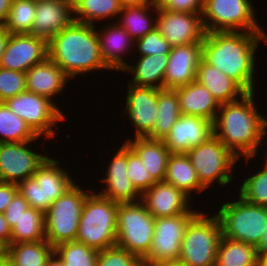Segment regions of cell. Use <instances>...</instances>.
<instances>
[{
  "instance_id": "45",
  "label": "cell",
  "mask_w": 267,
  "mask_h": 266,
  "mask_svg": "<svg viewBox=\"0 0 267 266\" xmlns=\"http://www.w3.org/2000/svg\"><path fill=\"white\" fill-rule=\"evenodd\" d=\"M18 193L17 185L0 181V213H4L14 196Z\"/></svg>"
},
{
  "instance_id": "31",
  "label": "cell",
  "mask_w": 267,
  "mask_h": 266,
  "mask_svg": "<svg viewBox=\"0 0 267 266\" xmlns=\"http://www.w3.org/2000/svg\"><path fill=\"white\" fill-rule=\"evenodd\" d=\"M54 252V247L47 241L10 243L8 262L12 266H46Z\"/></svg>"
},
{
  "instance_id": "44",
  "label": "cell",
  "mask_w": 267,
  "mask_h": 266,
  "mask_svg": "<svg viewBox=\"0 0 267 266\" xmlns=\"http://www.w3.org/2000/svg\"><path fill=\"white\" fill-rule=\"evenodd\" d=\"M160 6L174 12L202 14L204 0H165Z\"/></svg>"
},
{
  "instance_id": "28",
  "label": "cell",
  "mask_w": 267,
  "mask_h": 266,
  "mask_svg": "<svg viewBox=\"0 0 267 266\" xmlns=\"http://www.w3.org/2000/svg\"><path fill=\"white\" fill-rule=\"evenodd\" d=\"M164 181L182 190L188 196L194 189L199 192L205 189L186 153H171Z\"/></svg>"
},
{
  "instance_id": "20",
  "label": "cell",
  "mask_w": 267,
  "mask_h": 266,
  "mask_svg": "<svg viewBox=\"0 0 267 266\" xmlns=\"http://www.w3.org/2000/svg\"><path fill=\"white\" fill-rule=\"evenodd\" d=\"M72 12H74L73 0L36 1V12L30 34L48 42L56 33L75 22V18L70 14Z\"/></svg>"
},
{
  "instance_id": "51",
  "label": "cell",
  "mask_w": 267,
  "mask_h": 266,
  "mask_svg": "<svg viewBox=\"0 0 267 266\" xmlns=\"http://www.w3.org/2000/svg\"><path fill=\"white\" fill-rule=\"evenodd\" d=\"M8 262V246L0 241V265Z\"/></svg>"
},
{
  "instance_id": "40",
  "label": "cell",
  "mask_w": 267,
  "mask_h": 266,
  "mask_svg": "<svg viewBox=\"0 0 267 266\" xmlns=\"http://www.w3.org/2000/svg\"><path fill=\"white\" fill-rule=\"evenodd\" d=\"M146 170L137 153L127 144V175L141 194L156 182Z\"/></svg>"
},
{
  "instance_id": "8",
  "label": "cell",
  "mask_w": 267,
  "mask_h": 266,
  "mask_svg": "<svg viewBox=\"0 0 267 266\" xmlns=\"http://www.w3.org/2000/svg\"><path fill=\"white\" fill-rule=\"evenodd\" d=\"M88 195L73 184L47 209L45 237L53 247L63 242L75 241L80 216Z\"/></svg>"
},
{
  "instance_id": "54",
  "label": "cell",
  "mask_w": 267,
  "mask_h": 266,
  "mask_svg": "<svg viewBox=\"0 0 267 266\" xmlns=\"http://www.w3.org/2000/svg\"><path fill=\"white\" fill-rule=\"evenodd\" d=\"M153 266H184L178 262H170V263H160Z\"/></svg>"
},
{
  "instance_id": "49",
  "label": "cell",
  "mask_w": 267,
  "mask_h": 266,
  "mask_svg": "<svg viewBox=\"0 0 267 266\" xmlns=\"http://www.w3.org/2000/svg\"><path fill=\"white\" fill-rule=\"evenodd\" d=\"M123 6H140V5H153L155 0H120Z\"/></svg>"
},
{
  "instance_id": "21",
  "label": "cell",
  "mask_w": 267,
  "mask_h": 266,
  "mask_svg": "<svg viewBox=\"0 0 267 266\" xmlns=\"http://www.w3.org/2000/svg\"><path fill=\"white\" fill-rule=\"evenodd\" d=\"M129 84L126 109L136 129V138H146L154 128L157 112L158 92L155 87Z\"/></svg>"
},
{
  "instance_id": "18",
  "label": "cell",
  "mask_w": 267,
  "mask_h": 266,
  "mask_svg": "<svg viewBox=\"0 0 267 266\" xmlns=\"http://www.w3.org/2000/svg\"><path fill=\"white\" fill-rule=\"evenodd\" d=\"M201 59L202 43H190L172 47L168 55L163 89L174 90L195 81Z\"/></svg>"
},
{
  "instance_id": "36",
  "label": "cell",
  "mask_w": 267,
  "mask_h": 266,
  "mask_svg": "<svg viewBox=\"0 0 267 266\" xmlns=\"http://www.w3.org/2000/svg\"><path fill=\"white\" fill-rule=\"evenodd\" d=\"M36 12V1L13 0L3 25L11 34H30Z\"/></svg>"
},
{
  "instance_id": "19",
  "label": "cell",
  "mask_w": 267,
  "mask_h": 266,
  "mask_svg": "<svg viewBox=\"0 0 267 266\" xmlns=\"http://www.w3.org/2000/svg\"><path fill=\"white\" fill-rule=\"evenodd\" d=\"M213 135V122L199 116L181 115L164 138L171 153H186Z\"/></svg>"
},
{
  "instance_id": "5",
  "label": "cell",
  "mask_w": 267,
  "mask_h": 266,
  "mask_svg": "<svg viewBox=\"0 0 267 266\" xmlns=\"http://www.w3.org/2000/svg\"><path fill=\"white\" fill-rule=\"evenodd\" d=\"M221 238L218 217L198 213L186 227L177 262L184 266H215Z\"/></svg>"
},
{
  "instance_id": "43",
  "label": "cell",
  "mask_w": 267,
  "mask_h": 266,
  "mask_svg": "<svg viewBox=\"0 0 267 266\" xmlns=\"http://www.w3.org/2000/svg\"><path fill=\"white\" fill-rule=\"evenodd\" d=\"M141 56L148 55H169L172 46L160 34L157 28L147 33L141 39L136 40Z\"/></svg>"
},
{
  "instance_id": "25",
  "label": "cell",
  "mask_w": 267,
  "mask_h": 266,
  "mask_svg": "<svg viewBox=\"0 0 267 266\" xmlns=\"http://www.w3.org/2000/svg\"><path fill=\"white\" fill-rule=\"evenodd\" d=\"M174 90L183 115L199 116L214 122L218 114L215 108L219 109L220 104L204 85L195 80Z\"/></svg>"
},
{
  "instance_id": "34",
  "label": "cell",
  "mask_w": 267,
  "mask_h": 266,
  "mask_svg": "<svg viewBox=\"0 0 267 266\" xmlns=\"http://www.w3.org/2000/svg\"><path fill=\"white\" fill-rule=\"evenodd\" d=\"M0 134L4 137L0 143L33 141L38 138L27 123L4 102H0Z\"/></svg>"
},
{
  "instance_id": "22",
  "label": "cell",
  "mask_w": 267,
  "mask_h": 266,
  "mask_svg": "<svg viewBox=\"0 0 267 266\" xmlns=\"http://www.w3.org/2000/svg\"><path fill=\"white\" fill-rule=\"evenodd\" d=\"M141 197L146 210L155 219L183 213H198L187 209V194L165 181L155 182L141 194Z\"/></svg>"
},
{
  "instance_id": "41",
  "label": "cell",
  "mask_w": 267,
  "mask_h": 266,
  "mask_svg": "<svg viewBox=\"0 0 267 266\" xmlns=\"http://www.w3.org/2000/svg\"><path fill=\"white\" fill-rule=\"evenodd\" d=\"M96 266H144L143 260L135 254L115 245L98 251Z\"/></svg>"
},
{
  "instance_id": "12",
  "label": "cell",
  "mask_w": 267,
  "mask_h": 266,
  "mask_svg": "<svg viewBox=\"0 0 267 266\" xmlns=\"http://www.w3.org/2000/svg\"><path fill=\"white\" fill-rule=\"evenodd\" d=\"M253 11L249 0H204L202 15L208 19H203V24L207 33L237 31L240 27L246 32L262 31Z\"/></svg>"
},
{
  "instance_id": "3",
  "label": "cell",
  "mask_w": 267,
  "mask_h": 266,
  "mask_svg": "<svg viewBox=\"0 0 267 266\" xmlns=\"http://www.w3.org/2000/svg\"><path fill=\"white\" fill-rule=\"evenodd\" d=\"M48 57L72 78L76 74L109 67L100 54L93 24L74 22L48 41Z\"/></svg>"
},
{
  "instance_id": "46",
  "label": "cell",
  "mask_w": 267,
  "mask_h": 266,
  "mask_svg": "<svg viewBox=\"0 0 267 266\" xmlns=\"http://www.w3.org/2000/svg\"><path fill=\"white\" fill-rule=\"evenodd\" d=\"M11 228L4 216V213H0V241L4 242L7 246L10 245Z\"/></svg>"
},
{
  "instance_id": "11",
  "label": "cell",
  "mask_w": 267,
  "mask_h": 266,
  "mask_svg": "<svg viewBox=\"0 0 267 266\" xmlns=\"http://www.w3.org/2000/svg\"><path fill=\"white\" fill-rule=\"evenodd\" d=\"M198 213H183L155 219L150 250L143 259L144 266L177 262L187 225Z\"/></svg>"
},
{
  "instance_id": "7",
  "label": "cell",
  "mask_w": 267,
  "mask_h": 266,
  "mask_svg": "<svg viewBox=\"0 0 267 266\" xmlns=\"http://www.w3.org/2000/svg\"><path fill=\"white\" fill-rule=\"evenodd\" d=\"M154 223L155 218L146 210L143 203H119L116 245L143 260L151 247Z\"/></svg>"
},
{
  "instance_id": "14",
  "label": "cell",
  "mask_w": 267,
  "mask_h": 266,
  "mask_svg": "<svg viewBox=\"0 0 267 266\" xmlns=\"http://www.w3.org/2000/svg\"><path fill=\"white\" fill-rule=\"evenodd\" d=\"M155 8L159 12L156 28L172 47L204 41L207 32L198 13L174 12L156 4Z\"/></svg>"
},
{
  "instance_id": "17",
  "label": "cell",
  "mask_w": 267,
  "mask_h": 266,
  "mask_svg": "<svg viewBox=\"0 0 267 266\" xmlns=\"http://www.w3.org/2000/svg\"><path fill=\"white\" fill-rule=\"evenodd\" d=\"M48 57V42L31 34H11L0 67L25 73Z\"/></svg>"
},
{
  "instance_id": "32",
  "label": "cell",
  "mask_w": 267,
  "mask_h": 266,
  "mask_svg": "<svg viewBox=\"0 0 267 266\" xmlns=\"http://www.w3.org/2000/svg\"><path fill=\"white\" fill-rule=\"evenodd\" d=\"M136 67L126 65L123 70L133 72V84L135 86L155 87L163 89V79L168 63V55H148L141 56ZM128 69V70H127ZM160 81L158 85H153Z\"/></svg>"
},
{
  "instance_id": "55",
  "label": "cell",
  "mask_w": 267,
  "mask_h": 266,
  "mask_svg": "<svg viewBox=\"0 0 267 266\" xmlns=\"http://www.w3.org/2000/svg\"><path fill=\"white\" fill-rule=\"evenodd\" d=\"M165 0H155V4L160 6Z\"/></svg>"
},
{
  "instance_id": "2",
  "label": "cell",
  "mask_w": 267,
  "mask_h": 266,
  "mask_svg": "<svg viewBox=\"0 0 267 266\" xmlns=\"http://www.w3.org/2000/svg\"><path fill=\"white\" fill-rule=\"evenodd\" d=\"M253 93L244 94L242 102L236 100L220 104L218 110H222L221 116L217 114L213 122V135L235 156L239 158L238 150L247 160L256 155L257 146L267 133V120L256 112Z\"/></svg>"
},
{
  "instance_id": "23",
  "label": "cell",
  "mask_w": 267,
  "mask_h": 266,
  "mask_svg": "<svg viewBox=\"0 0 267 266\" xmlns=\"http://www.w3.org/2000/svg\"><path fill=\"white\" fill-rule=\"evenodd\" d=\"M107 183L105 193L99 195L118 203L134 202V197L140 194L127 175V143L122 145L108 168L107 177L102 179Z\"/></svg>"
},
{
  "instance_id": "27",
  "label": "cell",
  "mask_w": 267,
  "mask_h": 266,
  "mask_svg": "<svg viewBox=\"0 0 267 266\" xmlns=\"http://www.w3.org/2000/svg\"><path fill=\"white\" fill-rule=\"evenodd\" d=\"M126 143L137 153L152 178L156 182L164 181L171 152L165 146L163 140L135 138V141L128 140Z\"/></svg>"
},
{
  "instance_id": "33",
  "label": "cell",
  "mask_w": 267,
  "mask_h": 266,
  "mask_svg": "<svg viewBox=\"0 0 267 266\" xmlns=\"http://www.w3.org/2000/svg\"><path fill=\"white\" fill-rule=\"evenodd\" d=\"M258 252L251 244L222 237L215 266H255Z\"/></svg>"
},
{
  "instance_id": "10",
  "label": "cell",
  "mask_w": 267,
  "mask_h": 266,
  "mask_svg": "<svg viewBox=\"0 0 267 266\" xmlns=\"http://www.w3.org/2000/svg\"><path fill=\"white\" fill-rule=\"evenodd\" d=\"M186 154L204 188L209 187L210 183L217 178L220 185L231 182L232 176L229 172L238 157L214 135L204 143L188 150Z\"/></svg>"
},
{
  "instance_id": "48",
  "label": "cell",
  "mask_w": 267,
  "mask_h": 266,
  "mask_svg": "<svg viewBox=\"0 0 267 266\" xmlns=\"http://www.w3.org/2000/svg\"><path fill=\"white\" fill-rule=\"evenodd\" d=\"M10 35L11 33L3 25H0V60L6 50Z\"/></svg>"
},
{
  "instance_id": "16",
  "label": "cell",
  "mask_w": 267,
  "mask_h": 266,
  "mask_svg": "<svg viewBox=\"0 0 267 266\" xmlns=\"http://www.w3.org/2000/svg\"><path fill=\"white\" fill-rule=\"evenodd\" d=\"M28 142L30 141L0 143V181L17 185L33 177L48 158L27 149L25 145Z\"/></svg>"
},
{
  "instance_id": "47",
  "label": "cell",
  "mask_w": 267,
  "mask_h": 266,
  "mask_svg": "<svg viewBox=\"0 0 267 266\" xmlns=\"http://www.w3.org/2000/svg\"><path fill=\"white\" fill-rule=\"evenodd\" d=\"M12 1L13 0H0V25L5 24L12 6Z\"/></svg>"
},
{
  "instance_id": "37",
  "label": "cell",
  "mask_w": 267,
  "mask_h": 266,
  "mask_svg": "<svg viewBox=\"0 0 267 266\" xmlns=\"http://www.w3.org/2000/svg\"><path fill=\"white\" fill-rule=\"evenodd\" d=\"M67 266H96L98 250L78 241H68L54 247Z\"/></svg>"
},
{
  "instance_id": "24",
  "label": "cell",
  "mask_w": 267,
  "mask_h": 266,
  "mask_svg": "<svg viewBox=\"0 0 267 266\" xmlns=\"http://www.w3.org/2000/svg\"><path fill=\"white\" fill-rule=\"evenodd\" d=\"M25 77L26 91L48 99L61 91L69 78L49 57L28 69Z\"/></svg>"
},
{
  "instance_id": "35",
  "label": "cell",
  "mask_w": 267,
  "mask_h": 266,
  "mask_svg": "<svg viewBox=\"0 0 267 266\" xmlns=\"http://www.w3.org/2000/svg\"><path fill=\"white\" fill-rule=\"evenodd\" d=\"M122 9L120 0H73L74 13L81 16L75 18L78 23L92 25V19L113 17L122 12Z\"/></svg>"
},
{
  "instance_id": "30",
  "label": "cell",
  "mask_w": 267,
  "mask_h": 266,
  "mask_svg": "<svg viewBox=\"0 0 267 266\" xmlns=\"http://www.w3.org/2000/svg\"><path fill=\"white\" fill-rule=\"evenodd\" d=\"M106 29L104 35L97 34L102 59L109 68L123 70L127 63L123 62L120 54L129 46L128 42L132 41V37L119 25Z\"/></svg>"
},
{
  "instance_id": "6",
  "label": "cell",
  "mask_w": 267,
  "mask_h": 266,
  "mask_svg": "<svg viewBox=\"0 0 267 266\" xmlns=\"http://www.w3.org/2000/svg\"><path fill=\"white\" fill-rule=\"evenodd\" d=\"M221 224L222 237L251 244L255 247L267 229V207L239 201L225 203L216 215Z\"/></svg>"
},
{
  "instance_id": "9",
  "label": "cell",
  "mask_w": 267,
  "mask_h": 266,
  "mask_svg": "<svg viewBox=\"0 0 267 266\" xmlns=\"http://www.w3.org/2000/svg\"><path fill=\"white\" fill-rule=\"evenodd\" d=\"M58 163L47 158L33 177L17 184L18 193L27 200L29 207L45 213L74 184L69 174L56 166Z\"/></svg>"
},
{
  "instance_id": "15",
  "label": "cell",
  "mask_w": 267,
  "mask_h": 266,
  "mask_svg": "<svg viewBox=\"0 0 267 266\" xmlns=\"http://www.w3.org/2000/svg\"><path fill=\"white\" fill-rule=\"evenodd\" d=\"M4 216L11 228L10 243L46 240L45 213L29 207L27 200L19 193L7 206Z\"/></svg>"
},
{
  "instance_id": "39",
  "label": "cell",
  "mask_w": 267,
  "mask_h": 266,
  "mask_svg": "<svg viewBox=\"0 0 267 266\" xmlns=\"http://www.w3.org/2000/svg\"><path fill=\"white\" fill-rule=\"evenodd\" d=\"M240 197L245 201L267 207V164L256 175L245 179L240 188Z\"/></svg>"
},
{
  "instance_id": "50",
  "label": "cell",
  "mask_w": 267,
  "mask_h": 266,
  "mask_svg": "<svg viewBox=\"0 0 267 266\" xmlns=\"http://www.w3.org/2000/svg\"><path fill=\"white\" fill-rule=\"evenodd\" d=\"M55 255H57L55 252L51 254L46 262V266H67L60 256L58 259H54L55 257L57 258Z\"/></svg>"
},
{
  "instance_id": "53",
  "label": "cell",
  "mask_w": 267,
  "mask_h": 266,
  "mask_svg": "<svg viewBox=\"0 0 267 266\" xmlns=\"http://www.w3.org/2000/svg\"><path fill=\"white\" fill-rule=\"evenodd\" d=\"M255 266H267V252L258 253Z\"/></svg>"
},
{
  "instance_id": "26",
  "label": "cell",
  "mask_w": 267,
  "mask_h": 266,
  "mask_svg": "<svg viewBox=\"0 0 267 266\" xmlns=\"http://www.w3.org/2000/svg\"><path fill=\"white\" fill-rule=\"evenodd\" d=\"M195 80L204 85L219 104L236 101V95L242 97L247 93L236 81L203 59L199 61Z\"/></svg>"
},
{
  "instance_id": "56",
  "label": "cell",
  "mask_w": 267,
  "mask_h": 266,
  "mask_svg": "<svg viewBox=\"0 0 267 266\" xmlns=\"http://www.w3.org/2000/svg\"><path fill=\"white\" fill-rule=\"evenodd\" d=\"M0 266H12L9 262L3 264V265H0Z\"/></svg>"
},
{
  "instance_id": "52",
  "label": "cell",
  "mask_w": 267,
  "mask_h": 266,
  "mask_svg": "<svg viewBox=\"0 0 267 266\" xmlns=\"http://www.w3.org/2000/svg\"><path fill=\"white\" fill-rule=\"evenodd\" d=\"M256 248L258 253L267 252V229L263 232V237Z\"/></svg>"
},
{
  "instance_id": "42",
  "label": "cell",
  "mask_w": 267,
  "mask_h": 266,
  "mask_svg": "<svg viewBox=\"0 0 267 266\" xmlns=\"http://www.w3.org/2000/svg\"><path fill=\"white\" fill-rule=\"evenodd\" d=\"M25 91V73L0 67V102Z\"/></svg>"
},
{
  "instance_id": "4",
  "label": "cell",
  "mask_w": 267,
  "mask_h": 266,
  "mask_svg": "<svg viewBox=\"0 0 267 266\" xmlns=\"http://www.w3.org/2000/svg\"><path fill=\"white\" fill-rule=\"evenodd\" d=\"M118 206V202L101 195H88L75 240L98 251L115 246Z\"/></svg>"
},
{
  "instance_id": "13",
  "label": "cell",
  "mask_w": 267,
  "mask_h": 266,
  "mask_svg": "<svg viewBox=\"0 0 267 266\" xmlns=\"http://www.w3.org/2000/svg\"><path fill=\"white\" fill-rule=\"evenodd\" d=\"M4 103L19 118L23 119L30 129L38 136L46 134L53 137L52 125L57 120L65 119L62 112L53 105L51 99L32 92H22L8 98Z\"/></svg>"
},
{
  "instance_id": "1",
  "label": "cell",
  "mask_w": 267,
  "mask_h": 266,
  "mask_svg": "<svg viewBox=\"0 0 267 266\" xmlns=\"http://www.w3.org/2000/svg\"><path fill=\"white\" fill-rule=\"evenodd\" d=\"M267 36L263 31L209 32L202 42V59L236 81L246 92H253L254 52Z\"/></svg>"
},
{
  "instance_id": "29",
  "label": "cell",
  "mask_w": 267,
  "mask_h": 266,
  "mask_svg": "<svg viewBox=\"0 0 267 266\" xmlns=\"http://www.w3.org/2000/svg\"><path fill=\"white\" fill-rule=\"evenodd\" d=\"M156 122L151 133L146 137L151 140H164L177 119L182 115L179 98L175 90L160 89L157 100Z\"/></svg>"
},
{
  "instance_id": "38",
  "label": "cell",
  "mask_w": 267,
  "mask_h": 266,
  "mask_svg": "<svg viewBox=\"0 0 267 266\" xmlns=\"http://www.w3.org/2000/svg\"><path fill=\"white\" fill-rule=\"evenodd\" d=\"M150 8L148 5L140 6H123V11L125 12L124 20L120 22L119 26L124 28L132 39H141L147 33L156 28V24L153 26L150 24L151 20L147 19L146 10Z\"/></svg>"
}]
</instances>
